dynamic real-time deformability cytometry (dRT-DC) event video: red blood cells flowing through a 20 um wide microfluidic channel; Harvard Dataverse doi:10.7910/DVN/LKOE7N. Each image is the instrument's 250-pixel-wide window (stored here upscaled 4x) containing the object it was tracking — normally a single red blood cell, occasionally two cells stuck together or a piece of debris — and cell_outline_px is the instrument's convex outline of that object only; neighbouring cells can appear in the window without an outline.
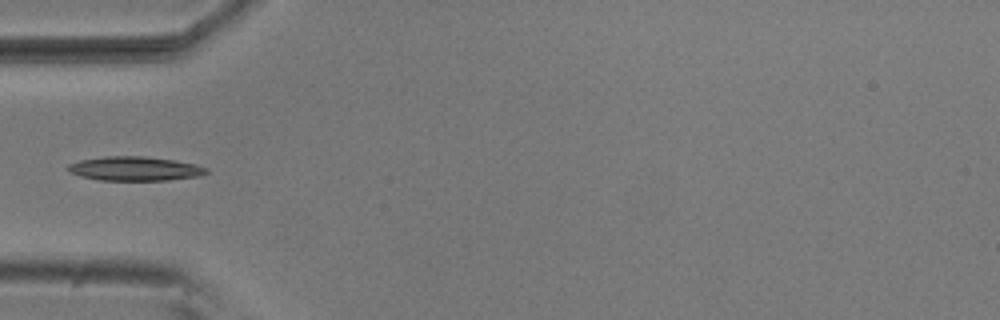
{"species": "common noctule bat (a hibernating species)", "species_latin": "Nyctalus noctula", "temperature_condition": "room temperature", "stored_images_in_passage": 4, "camera_frame_rate_fps": 3000, "um_per_image_px": 0.085, "animal": {"sex": "male", "body_mass_g": 20.5, "forearm_length_mm": 52.5}, "frame": {"image": 1, "passage_image": 2, "time_ms": 0.333, "image_size_px": [1000, 320], "cell_outline_px": [[208, 172], [200, 176], [168, 180], [100, 180], [80, 176], [68, 172], [68, 164], [80, 160], [104, 156], [144, 156], [176, 160], [196, 164], [208, 168]], "centroid_in_image_um": [11.48, 14.33], "position_along_channel_um": 73.5, "area_um2": 19.59}}
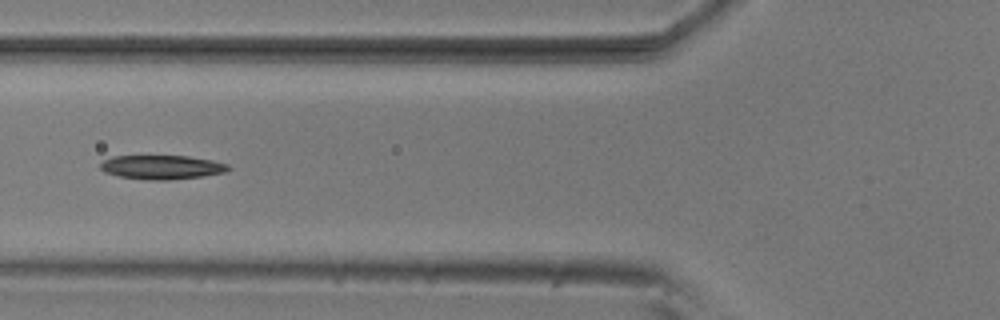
{"frame": {"image": 2, "passage_image": 3, "time_ms": 0.667, "image_size_px": [1000, 320], "cell_outline_px": [[232, 168], [228, 172], [204, 176], [168, 180], [152, 180], [120, 176], [104, 172], [100, 168], [100, 164], [104, 160], [112, 156], [188, 156], [212, 160], [228, 164]], "centroid_in_image_um": [13.81, 14.21], "position_along_channel_um": 112.0, "area_um2": 17.98}}
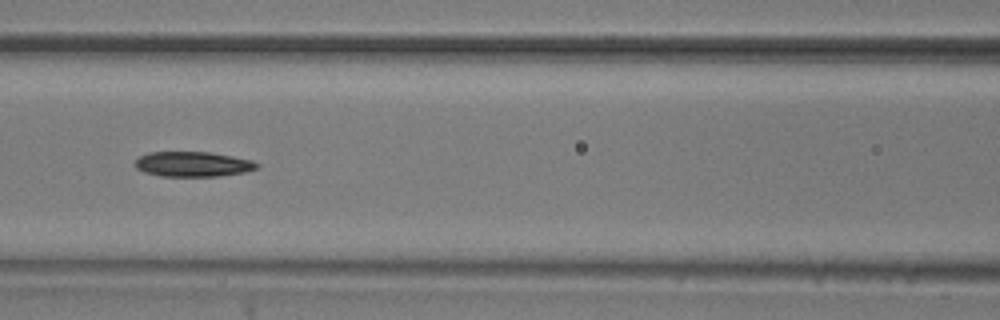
{"frame": {"image": 3, "passage_image": 4, "time_ms": 1.0, "image_size_px": [1000, 320], "cell_outline_px": [[260, 164], [256, 168], [244, 172], [216, 176], [160, 176], [144, 172], [136, 168], [136, 160], [140, 156], [148, 152], [208, 152], [232, 156], [252, 160]], "centroid_in_image_um": [16.38, 13.95], "position_along_channel_um": 150.2, "area_um2": 17.63}}